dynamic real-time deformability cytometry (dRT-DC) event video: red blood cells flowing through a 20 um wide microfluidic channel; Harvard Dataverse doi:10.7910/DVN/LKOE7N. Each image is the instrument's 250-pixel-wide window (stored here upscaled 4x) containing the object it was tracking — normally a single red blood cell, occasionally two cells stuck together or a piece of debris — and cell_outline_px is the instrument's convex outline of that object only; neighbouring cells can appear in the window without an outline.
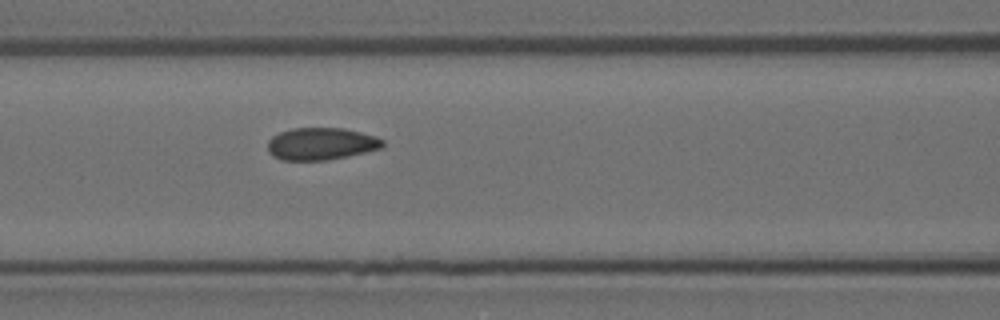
{"species": "Egyptian fruit bat (a non-hibernating species)", "species_latin": "Rousettus aegyptiacus", "temperature_condition": "room temperature", "stored_images_in_passage": 5, "camera_frame_rate_fps": 3000, "um_per_image_px": 0.085, "animal": {"sex": "female"}, "frame": {"image": 1, "passage_image": 5, "time_ms": 1.333, "image_size_px": [1000, 320], "cell_outline_px": [[384, 144], [380, 148], [348, 156], [324, 160], [280, 160], [272, 156], [268, 152], [268, 140], [272, 136], [280, 132], [292, 128], [344, 128], [376, 136], [384, 140]], "centroid_in_image_um": [27.26, 12.22], "position_along_channel_um": 139.3, "area_um2": 21.62}}